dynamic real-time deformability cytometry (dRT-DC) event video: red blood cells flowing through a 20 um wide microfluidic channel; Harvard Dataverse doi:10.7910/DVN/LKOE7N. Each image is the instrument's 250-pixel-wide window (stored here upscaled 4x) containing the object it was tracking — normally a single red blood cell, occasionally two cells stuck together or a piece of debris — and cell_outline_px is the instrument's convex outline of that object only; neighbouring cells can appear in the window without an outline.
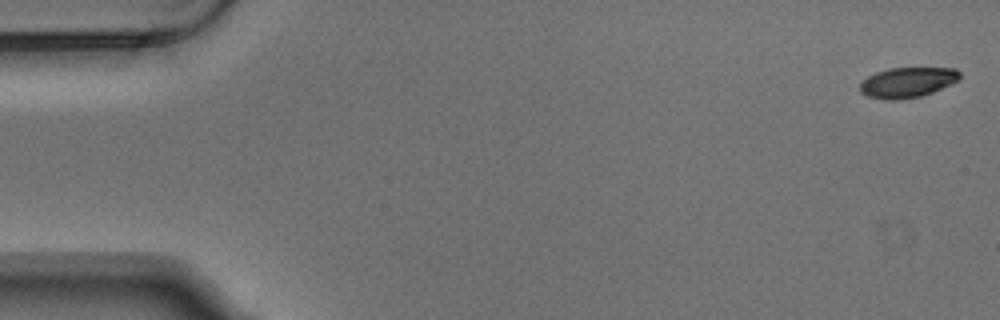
{"species": "Egyptian fruit bat (a non-hibernating species)", "species_latin": "Rousettus aegyptiacus", "temperature_condition": "warm", "stored_images_in_passage": 5, "camera_frame_rate_fps": 3000, "um_per_image_px": 0.085, "animal": {"sex": "male"}, "frame": {"image": 1, "passage_image": 1, "time_ms": 0.0, "image_size_px": [1000, 320], "cell_outline_px": [[960, 80], [952, 84], [932, 92], [920, 96], [900, 100], [884, 100], [868, 96], [860, 92], [860, 84], [868, 76], [876, 72], [888, 68], [956, 68], [960, 72]], "centroid_in_image_um": [77.15, 7.0], "position_along_channel_um": 7.9, "area_um2": 17.69}}
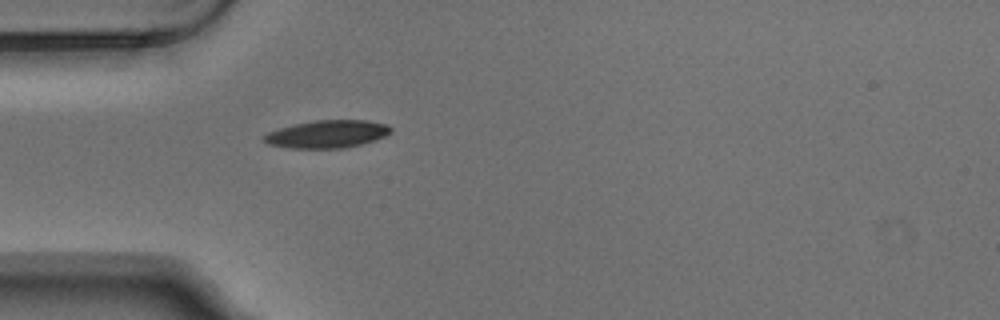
{"frame": {"image": 2, "passage_image": 5, "time_ms": 1.333, "image_size_px": [1000, 320], "cell_outline_px": [[392, 132], [376, 140], [344, 148], [292, 148], [268, 144], [260, 136], [268, 132], [280, 128], [296, 124], [316, 120], [364, 120], [388, 124], [392, 128]], "centroid_in_image_um": [27.83, 11.39], "position_along_channel_um": 57.2, "area_um2": 20.4}}